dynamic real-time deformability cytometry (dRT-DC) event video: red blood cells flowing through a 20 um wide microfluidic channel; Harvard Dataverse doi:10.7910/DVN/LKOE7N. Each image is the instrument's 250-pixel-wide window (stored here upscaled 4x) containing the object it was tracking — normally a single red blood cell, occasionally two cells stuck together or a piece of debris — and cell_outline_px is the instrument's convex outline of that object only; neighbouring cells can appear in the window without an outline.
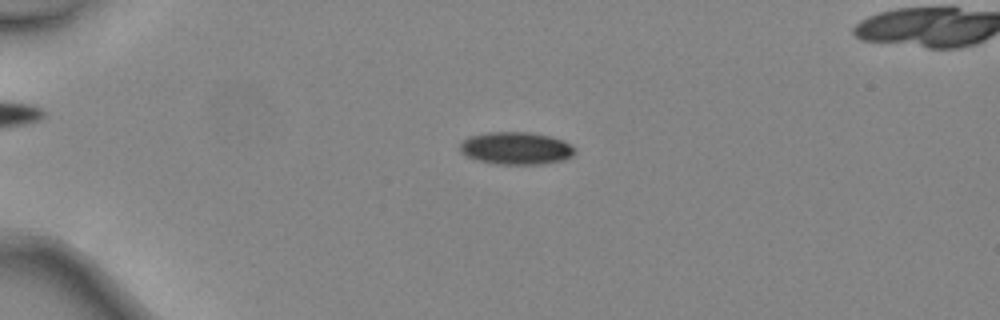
{"species": "common noctule bat (a hibernating species)", "species_latin": "Nyctalus noctula", "temperature_condition": "warm", "stored_images_in_passage": 39, "camera_frame_rate_fps": 3000, "um_per_image_px": 0.085, "animal": {"sex": "female", "body_mass_g": 24.6, "forearm_length_mm": 56.2}, "frame": {"image": 1, "passage_image": 5, "time_ms": 1.333, "image_size_px": [1000, 320], "cell_outline_px": [[576, 148], [572, 156], [564, 160], [544, 164], [492, 164], [476, 160], [464, 156], [460, 152], [460, 144], [468, 136], [488, 132], [528, 132], [548, 136], [560, 140]], "centroid_in_image_um": [43.81, 12.61], "position_along_channel_um": 41.2, "area_um2": 21.85}}
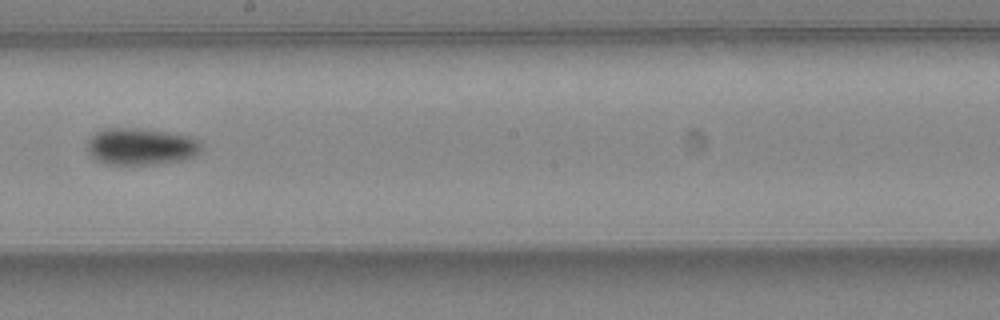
{"frame": {"image": 2, "passage_image": 21, "time_ms": 6.667, "image_size_px": [1000, 320], "cell_outline_px": [[204, 148], [196, 156], [184, 160], [156, 164], [104, 164], [88, 156], [88, 140], [96, 132], [104, 128], [140, 128], [168, 132], [188, 136], [200, 140]], "centroid_in_image_um": [12.0, 12.46], "position_along_channel_um": 236.2, "area_um2": 24.91}}
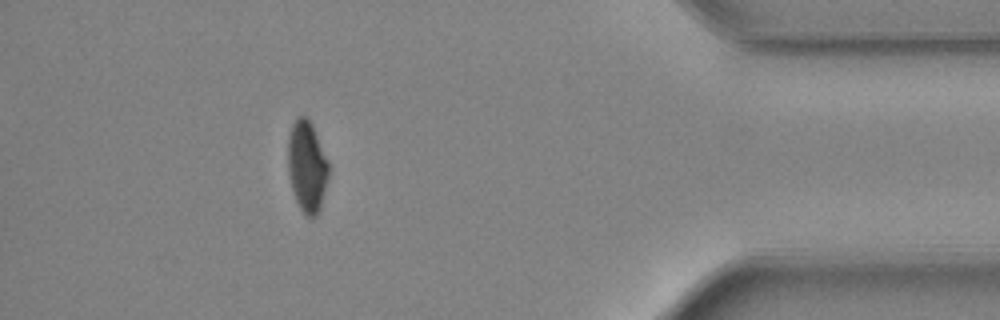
{"frame": {"image": 3, "passage_image": 35, "time_ms": 11.333, "image_size_px": [1000, 320], "cell_outline_px": [[328, 180], [320, 208], [316, 216], [308, 216], [300, 208], [296, 200], [292, 188], [288, 168], [288, 136], [292, 124], [300, 116], [304, 116], [312, 124], [328, 160]], "centroid_in_image_um": [26.1, 14.14], "position_along_channel_um": 409.1, "area_um2": 21.33}, "authors_computed_cell_mechanics": {"area_um2": 23.12, "velocity_mm_per_s": 4.553, "shape_relaxation_time_tau1_ms": 3.9933, "shape_relaxation_time_tau2_ms": null, "deformation_change_tau1": 0.106, "deformation_change_tau2": null}}